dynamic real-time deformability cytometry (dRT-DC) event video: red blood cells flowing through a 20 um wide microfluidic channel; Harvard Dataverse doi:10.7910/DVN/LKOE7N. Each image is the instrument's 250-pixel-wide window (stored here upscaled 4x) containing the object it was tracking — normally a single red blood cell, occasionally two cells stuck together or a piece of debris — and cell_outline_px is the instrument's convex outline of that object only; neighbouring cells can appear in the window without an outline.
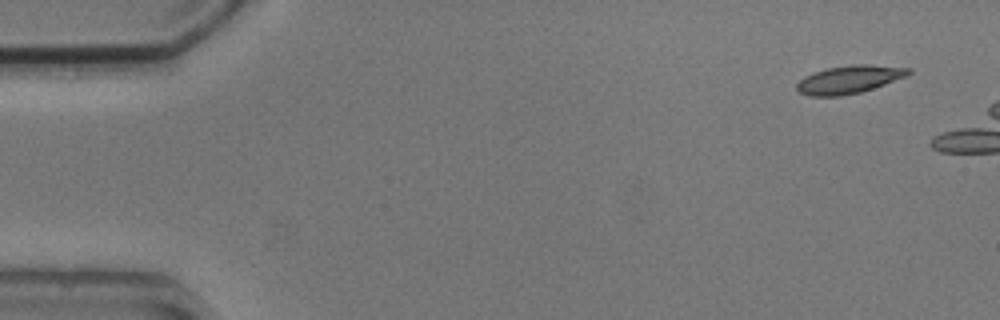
{"species": "common noctule bat (a hibernating species)", "species_latin": "Nyctalus noctula", "temperature_condition": "cold", "stored_images_in_passage": 3, "camera_frame_rate_fps": 3000, "um_per_image_px": 0.085, "animal": {"sex": "male", "body_mass_g": 20.5, "forearm_length_mm": 52.5}, "frame": {"image": 1, "passage_image": 1, "time_ms": 0.0, "image_size_px": [1000, 320], "cell_outline_px": [[912, 72], [908, 76], [860, 92], [840, 96], [808, 96], [800, 92], [796, 88], [796, 84], [804, 76], [812, 72], [828, 68], [852, 64], [868, 64], [912, 68]], "centroid_in_image_um": [72.19, 6.74], "position_along_channel_um": 12.8, "area_um2": 18.26}}